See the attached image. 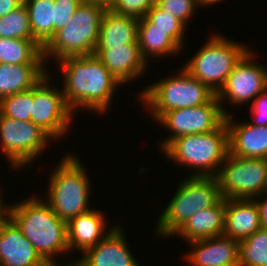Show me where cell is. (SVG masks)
<instances>
[{
    "instance_id": "cell-1",
    "label": "cell",
    "mask_w": 267,
    "mask_h": 266,
    "mask_svg": "<svg viewBox=\"0 0 267 266\" xmlns=\"http://www.w3.org/2000/svg\"><path fill=\"white\" fill-rule=\"evenodd\" d=\"M57 65L64 74L61 90L65 103L74 114L78 108L103 115L123 86L94 54L65 57Z\"/></svg>"
},
{
    "instance_id": "cell-2",
    "label": "cell",
    "mask_w": 267,
    "mask_h": 266,
    "mask_svg": "<svg viewBox=\"0 0 267 266\" xmlns=\"http://www.w3.org/2000/svg\"><path fill=\"white\" fill-rule=\"evenodd\" d=\"M12 204L10 218L34 245L42 259L49 266H73L74 260L68 261L66 265L62 262L58 265L60 263L55 259L58 254L69 253L67 222L60 219L49 204L37 196Z\"/></svg>"
},
{
    "instance_id": "cell-3",
    "label": "cell",
    "mask_w": 267,
    "mask_h": 266,
    "mask_svg": "<svg viewBox=\"0 0 267 266\" xmlns=\"http://www.w3.org/2000/svg\"><path fill=\"white\" fill-rule=\"evenodd\" d=\"M176 165L193 167L189 176L216 177L229 154V133L225 121L214 131L174 138L162 151Z\"/></svg>"
},
{
    "instance_id": "cell-4",
    "label": "cell",
    "mask_w": 267,
    "mask_h": 266,
    "mask_svg": "<svg viewBox=\"0 0 267 266\" xmlns=\"http://www.w3.org/2000/svg\"><path fill=\"white\" fill-rule=\"evenodd\" d=\"M73 154L63 155L56 169L52 170L46 194L48 198H45L54 213L65 222L91 209V179L77 154Z\"/></svg>"
},
{
    "instance_id": "cell-5",
    "label": "cell",
    "mask_w": 267,
    "mask_h": 266,
    "mask_svg": "<svg viewBox=\"0 0 267 266\" xmlns=\"http://www.w3.org/2000/svg\"><path fill=\"white\" fill-rule=\"evenodd\" d=\"M185 178L159 215L154 233L160 238L173 237L192 215L214 206L222 198L216 177Z\"/></svg>"
},
{
    "instance_id": "cell-6",
    "label": "cell",
    "mask_w": 267,
    "mask_h": 266,
    "mask_svg": "<svg viewBox=\"0 0 267 266\" xmlns=\"http://www.w3.org/2000/svg\"><path fill=\"white\" fill-rule=\"evenodd\" d=\"M215 95L182 67L177 74L149 84L138 97L157 121L165 112L203 105Z\"/></svg>"
},
{
    "instance_id": "cell-7",
    "label": "cell",
    "mask_w": 267,
    "mask_h": 266,
    "mask_svg": "<svg viewBox=\"0 0 267 266\" xmlns=\"http://www.w3.org/2000/svg\"><path fill=\"white\" fill-rule=\"evenodd\" d=\"M104 12L102 7L82 2L70 22L42 48L44 62L50 58L57 62L65 57L92 55Z\"/></svg>"
},
{
    "instance_id": "cell-8",
    "label": "cell",
    "mask_w": 267,
    "mask_h": 266,
    "mask_svg": "<svg viewBox=\"0 0 267 266\" xmlns=\"http://www.w3.org/2000/svg\"><path fill=\"white\" fill-rule=\"evenodd\" d=\"M249 48L228 36L214 33L183 68L216 94L234 67L251 50Z\"/></svg>"
},
{
    "instance_id": "cell-9",
    "label": "cell",
    "mask_w": 267,
    "mask_h": 266,
    "mask_svg": "<svg viewBox=\"0 0 267 266\" xmlns=\"http://www.w3.org/2000/svg\"><path fill=\"white\" fill-rule=\"evenodd\" d=\"M216 178L225 200L254 199L267 192V159L228 154Z\"/></svg>"
},
{
    "instance_id": "cell-10",
    "label": "cell",
    "mask_w": 267,
    "mask_h": 266,
    "mask_svg": "<svg viewBox=\"0 0 267 266\" xmlns=\"http://www.w3.org/2000/svg\"><path fill=\"white\" fill-rule=\"evenodd\" d=\"M52 138L31 121H18L0 113V149L16 170L31 165ZM45 149V150H44Z\"/></svg>"
},
{
    "instance_id": "cell-11",
    "label": "cell",
    "mask_w": 267,
    "mask_h": 266,
    "mask_svg": "<svg viewBox=\"0 0 267 266\" xmlns=\"http://www.w3.org/2000/svg\"><path fill=\"white\" fill-rule=\"evenodd\" d=\"M47 73L33 87V104L30 121L45 131L54 141L66 136L73 125V112L65 103L62 90L50 85ZM53 86V88H52ZM59 89V90H58ZM72 122V124H71Z\"/></svg>"
},
{
    "instance_id": "cell-12",
    "label": "cell",
    "mask_w": 267,
    "mask_h": 266,
    "mask_svg": "<svg viewBox=\"0 0 267 266\" xmlns=\"http://www.w3.org/2000/svg\"><path fill=\"white\" fill-rule=\"evenodd\" d=\"M225 117L216 95L203 105L165 112L156 122L171 133L162 139L160 149L163 150L174 138L214 131Z\"/></svg>"
},
{
    "instance_id": "cell-13",
    "label": "cell",
    "mask_w": 267,
    "mask_h": 266,
    "mask_svg": "<svg viewBox=\"0 0 267 266\" xmlns=\"http://www.w3.org/2000/svg\"><path fill=\"white\" fill-rule=\"evenodd\" d=\"M253 55L255 53L250 50L234 67L224 85L216 93L225 115L231 114V111L228 112L222 106L226 99L230 105L241 106L253 101L267 88V67L255 62L256 57Z\"/></svg>"
},
{
    "instance_id": "cell-14",
    "label": "cell",
    "mask_w": 267,
    "mask_h": 266,
    "mask_svg": "<svg viewBox=\"0 0 267 266\" xmlns=\"http://www.w3.org/2000/svg\"><path fill=\"white\" fill-rule=\"evenodd\" d=\"M125 237L122 227L116 225L95 246L85 250L73 266H140Z\"/></svg>"
},
{
    "instance_id": "cell-15",
    "label": "cell",
    "mask_w": 267,
    "mask_h": 266,
    "mask_svg": "<svg viewBox=\"0 0 267 266\" xmlns=\"http://www.w3.org/2000/svg\"><path fill=\"white\" fill-rule=\"evenodd\" d=\"M191 266H239V240L221 235L189 242Z\"/></svg>"
},
{
    "instance_id": "cell-16",
    "label": "cell",
    "mask_w": 267,
    "mask_h": 266,
    "mask_svg": "<svg viewBox=\"0 0 267 266\" xmlns=\"http://www.w3.org/2000/svg\"><path fill=\"white\" fill-rule=\"evenodd\" d=\"M96 55L104 67L122 84L136 81L146 74L149 63L142 57L138 43L110 49H95Z\"/></svg>"
},
{
    "instance_id": "cell-17",
    "label": "cell",
    "mask_w": 267,
    "mask_h": 266,
    "mask_svg": "<svg viewBox=\"0 0 267 266\" xmlns=\"http://www.w3.org/2000/svg\"><path fill=\"white\" fill-rule=\"evenodd\" d=\"M0 266H49L11 218L0 228Z\"/></svg>"
},
{
    "instance_id": "cell-18",
    "label": "cell",
    "mask_w": 267,
    "mask_h": 266,
    "mask_svg": "<svg viewBox=\"0 0 267 266\" xmlns=\"http://www.w3.org/2000/svg\"><path fill=\"white\" fill-rule=\"evenodd\" d=\"M232 117V114L225 117L229 133V154L240 158L267 159V126L234 121Z\"/></svg>"
},
{
    "instance_id": "cell-19",
    "label": "cell",
    "mask_w": 267,
    "mask_h": 266,
    "mask_svg": "<svg viewBox=\"0 0 267 266\" xmlns=\"http://www.w3.org/2000/svg\"><path fill=\"white\" fill-rule=\"evenodd\" d=\"M105 217L103 211L100 212L91 208L89 211L70 219L67 222L69 253L78 249L82 254L108 235L116 225L106 229L107 219Z\"/></svg>"
},
{
    "instance_id": "cell-20",
    "label": "cell",
    "mask_w": 267,
    "mask_h": 266,
    "mask_svg": "<svg viewBox=\"0 0 267 266\" xmlns=\"http://www.w3.org/2000/svg\"><path fill=\"white\" fill-rule=\"evenodd\" d=\"M262 228L257 203L254 199H227L223 235L243 240Z\"/></svg>"
},
{
    "instance_id": "cell-21",
    "label": "cell",
    "mask_w": 267,
    "mask_h": 266,
    "mask_svg": "<svg viewBox=\"0 0 267 266\" xmlns=\"http://www.w3.org/2000/svg\"><path fill=\"white\" fill-rule=\"evenodd\" d=\"M225 206L226 200L221 198L214 206L196 212L174 235L187 242L223 235Z\"/></svg>"
},
{
    "instance_id": "cell-22",
    "label": "cell",
    "mask_w": 267,
    "mask_h": 266,
    "mask_svg": "<svg viewBox=\"0 0 267 266\" xmlns=\"http://www.w3.org/2000/svg\"><path fill=\"white\" fill-rule=\"evenodd\" d=\"M139 19L105 10L101 20L95 49H110L125 44L138 43Z\"/></svg>"
},
{
    "instance_id": "cell-23",
    "label": "cell",
    "mask_w": 267,
    "mask_h": 266,
    "mask_svg": "<svg viewBox=\"0 0 267 266\" xmlns=\"http://www.w3.org/2000/svg\"><path fill=\"white\" fill-rule=\"evenodd\" d=\"M46 63L10 65L0 63V100L32 89L49 71Z\"/></svg>"
},
{
    "instance_id": "cell-24",
    "label": "cell",
    "mask_w": 267,
    "mask_h": 266,
    "mask_svg": "<svg viewBox=\"0 0 267 266\" xmlns=\"http://www.w3.org/2000/svg\"><path fill=\"white\" fill-rule=\"evenodd\" d=\"M138 45L142 57L148 60L152 58L173 57L183 48L166 31L151 29V23L145 18H140L138 23ZM175 54V55H174Z\"/></svg>"
},
{
    "instance_id": "cell-25",
    "label": "cell",
    "mask_w": 267,
    "mask_h": 266,
    "mask_svg": "<svg viewBox=\"0 0 267 266\" xmlns=\"http://www.w3.org/2000/svg\"><path fill=\"white\" fill-rule=\"evenodd\" d=\"M34 40L43 48L54 35L55 1L23 0Z\"/></svg>"
},
{
    "instance_id": "cell-26",
    "label": "cell",
    "mask_w": 267,
    "mask_h": 266,
    "mask_svg": "<svg viewBox=\"0 0 267 266\" xmlns=\"http://www.w3.org/2000/svg\"><path fill=\"white\" fill-rule=\"evenodd\" d=\"M0 63H45L42 47L35 40L0 38Z\"/></svg>"
},
{
    "instance_id": "cell-27",
    "label": "cell",
    "mask_w": 267,
    "mask_h": 266,
    "mask_svg": "<svg viewBox=\"0 0 267 266\" xmlns=\"http://www.w3.org/2000/svg\"><path fill=\"white\" fill-rule=\"evenodd\" d=\"M239 266H267V229L239 241Z\"/></svg>"
},
{
    "instance_id": "cell-28",
    "label": "cell",
    "mask_w": 267,
    "mask_h": 266,
    "mask_svg": "<svg viewBox=\"0 0 267 266\" xmlns=\"http://www.w3.org/2000/svg\"><path fill=\"white\" fill-rule=\"evenodd\" d=\"M0 38L34 40L28 9L24 3L0 18Z\"/></svg>"
},
{
    "instance_id": "cell-29",
    "label": "cell",
    "mask_w": 267,
    "mask_h": 266,
    "mask_svg": "<svg viewBox=\"0 0 267 266\" xmlns=\"http://www.w3.org/2000/svg\"><path fill=\"white\" fill-rule=\"evenodd\" d=\"M145 18L151 23V29H160L166 31L182 48L186 33V25L172 13L158 8L154 5L145 15Z\"/></svg>"
},
{
    "instance_id": "cell-30",
    "label": "cell",
    "mask_w": 267,
    "mask_h": 266,
    "mask_svg": "<svg viewBox=\"0 0 267 266\" xmlns=\"http://www.w3.org/2000/svg\"><path fill=\"white\" fill-rule=\"evenodd\" d=\"M33 104V88L15 93L0 100V113L18 121H30Z\"/></svg>"
},
{
    "instance_id": "cell-31",
    "label": "cell",
    "mask_w": 267,
    "mask_h": 266,
    "mask_svg": "<svg viewBox=\"0 0 267 266\" xmlns=\"http://www.w3.org/2000/svg\"><path fill=\"white\" fill-rule=\"evenodd\" d=\"M158 8L170 12L186 26L193 13L198 9L197 0H156Z\"/></svg>"
},
{
    "instance_id": "cell-32",
    "label": "cell",
    "mask_w": 267,
    "mask_h": 266,
    "mask_svg": "<svg viewBox=\"0 0 267 266\" xmlns=\"http://www.w3.org/2000/svg\"><path fill=\"white\" fill-rule=\"evenodd\" d=\"M155 4L156 0H116L111 11L140 19L145 17Z\"/></svg>"
},
{
    "instance_id": "cell-33",
    "label": "cell",
    "mask_w": 267,
    "mask_h": 266,
    "mask_svg": "<svg viewBox=\"0 0 267 266\" xmlns=\"http://www.w3.org/2000/svg\"><path fill=\"white\" fill-rule=\"evenodd\" d=\"M55 1V21L54 33L64 28L72 19L82 0H54Z\"/></svg>"
},
{
    "instance_id": "cell-34",
    "label": "cell",
    "mask_w": 267,
    "mask_h": 266,
    "mask_svg": "<svg viewBox=\"0 0 267 266\" xmlns=\"http://www.w3.org/2000/svg\"><path fill=\"white\" fill-rule=\"evenodd\" d=\"M251 118H253V125L267 126V88L261 92L253 101L251 105Z\"/></svg>"
},
{
    "instance_id": "cell-35",
    "label": "cell",
    "mask_w": 267,
    "mask_h": 266,
    "mask_svg": "<svg viewBox=\"0 0 267 266\" xmlns=\"http://www.w3.org/2000/svg\"><path fill=\"white\" fill-rule=\"evenodd\" d=\"M254 200L256 201L258 206L261 226L262 228L267 229V192L258 197H255Z\"/></svg>"
},
{
    "instance_id": "cell-36",
    "label": "cell",
    "mask_w": 267,
    "mask_h": 266,
    "mask_svg": "<svg viewBox=\"0 0 267 266\" xmlns=\"http://www.w3.org/2000/svg\"><path fill=\"white\" fill-rule=\"evenodd\" d=\"M23 3V0H0V18L12 12Z\"/></svg>"
},
{
    "instance_id": "cell-37",
    "label": "cell",
    "mask_w": 267,
    "mask_h": 266,
    "mask_svg": "<svg viewBox=\"0 0 267 266\" xmlns=\"http://www.w3.org/2000/svg\"><path fill=\"white\" fill-rule=\"evenodd\" d=\"M1 184V183H0ZM1 188H0V228L10 219V208L11 205H6V203H3V195L1 194Z\"/></svg>"
},
{
    "instance_id": "cell-38",
    "label": "cell",
    "mask_w": 267,
    "mask_h": 266,
    "mask_svg": "<svg viewBox=\"0 0 267 266\" xmlns=\"http://www.w3.org/2000/svg\"><path fill=\"white\" fill-rule=\"evenodd\" d=\"M116 0H82V2L97 5L102 7L104 10H111Z\"/></svg>"
},
{
    "instance_id": "cell-39",
    "label": "cell",
    "mask_w": 267,
    "mask_h": 266,
    "mask_svg": "<svg viewBox=\"0 0 267 266\" xmlns=\"http://www.w3.org/2000/svg\"><path fill=\"white\" fill-rule=\"evenodd\" d=\"M221 1H223V0H197V2H198V5L201 7H204V6H206V7H208V6H212L213 4H218L219 2H221Z\"/></svg>"
}]
</instances>
